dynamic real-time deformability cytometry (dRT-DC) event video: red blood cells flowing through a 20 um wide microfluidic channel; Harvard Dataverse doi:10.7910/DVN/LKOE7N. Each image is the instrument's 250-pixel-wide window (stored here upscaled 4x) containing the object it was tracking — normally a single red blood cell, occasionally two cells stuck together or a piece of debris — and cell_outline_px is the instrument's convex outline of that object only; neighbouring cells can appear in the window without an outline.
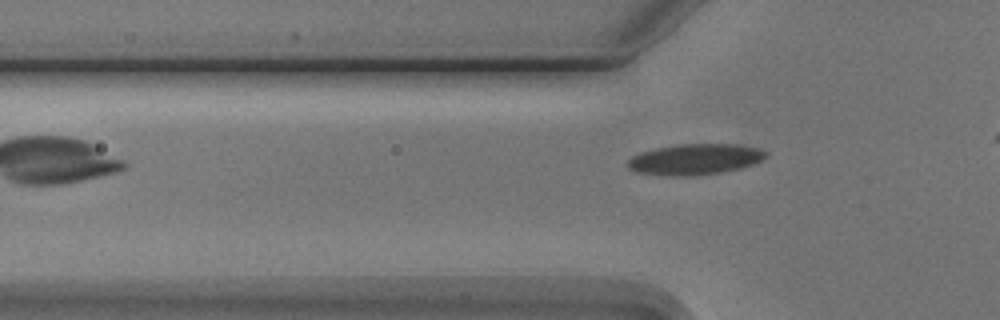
{"species": "Egyptian fruit bat (a non-hibernating species)", "species_latin": "Rousettus aegyptiacus", "temperature_condition": "cold", "stored_images_in_passage": 2, "camera_frame_rate_fps": 3000, "um_per_image_px": 0.085, "animal": {"sex": "male"}, "frame": {"image": 1, "passage_image": 2, "time_ms": 1.333, "image_size_px": [1000, 320], "cell_outline_px": [[768, 156], [752, 164], [740, 168], [720, 172], [692, 176], [668, 176], [636, 172], [628, 168], [628, 160], [632, 156], [640, 152], [656, 148], [680, 144], [740, 144], [756, 148], [768, 152]], "centroid_in_image_um": [59.06, 13.54], "position_along_channel_um": 66.7, "area_um2": 24.8}}